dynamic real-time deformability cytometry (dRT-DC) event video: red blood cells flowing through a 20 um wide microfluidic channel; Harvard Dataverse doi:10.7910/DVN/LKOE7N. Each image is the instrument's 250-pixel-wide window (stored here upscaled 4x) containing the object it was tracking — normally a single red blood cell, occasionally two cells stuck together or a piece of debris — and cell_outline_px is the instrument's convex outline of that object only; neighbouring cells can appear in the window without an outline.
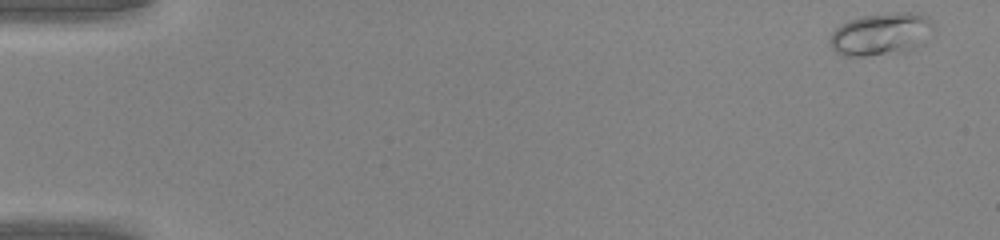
{"species": "common noctule bat (a hibernating species)", "species_latin": "Nyctalus noctula", "temperature_condition": "warm", "stored_images_in_passage": 46, "camera_frame_rate_fps": 3000, "um_per_image_px": 0.085, "animal": {"sex": "male", "body_mass_g": 20.0, "forearm_length_mm": 53.3}, "frame": {"image": 1, "passage_image": 1, "time_ms": 0.0, "image_size_px": [1000, 240], "cell_outline_px": [[932, 28], [916, 48], [908, 52], [864, 56], [844, 56], [836, 52], [832, 48], [828, 40], [832, 32], [840, 24], [848, 20], [860, 16], [896, 12], [912, 12], [928, 16], [932, 20]], "centroid_in_image_um": [74.84, 2.9], "position_along_channel_um": 10.2, "area_um2": 25.72}}
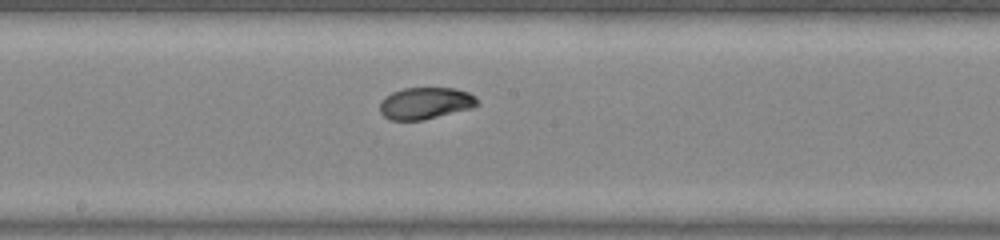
{"frame": {"image": 2, "passage_image": 25, "time_ms": 8.0, "image_size_px": [1000, 240], "cell_outline_px": [[480, 104], [472, 108], [420, 120], [388, 120], [380, 112], [380, 104], [384, 96], [392, 92], [404, 88], [456, 88], [468, 92], [476, 96]], "centroid_in_image_um": [36.16, 8.76], "position_along_channel_um": 212.0, "area_um2": 18.09}}
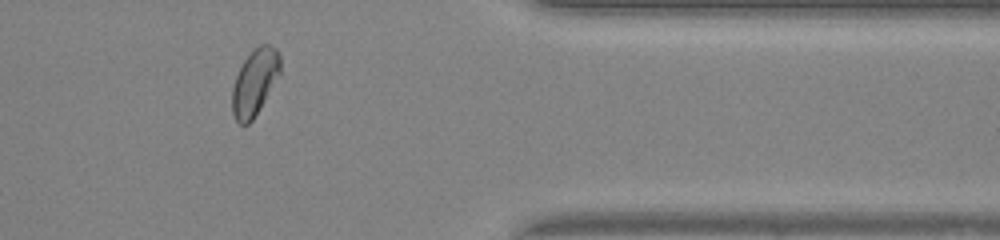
{"frame": {"image": 3, "passage_image": 38, "time_ms": 12.333, "image_size_px": [1000, 240], "cell_outline_px": [[280, 72], [260, 108], [252, 120], [248, 124], [240, 124], [236, 120], [232, 112], [232, 88], [236, 76], [244, 60], [260, 44], [268, 44], [276, 48], [280, 52]], "centroid_in_image_um": [21.65, 6.98], "position_along_channel_um": 389.8, "area_um2": 18.21}}